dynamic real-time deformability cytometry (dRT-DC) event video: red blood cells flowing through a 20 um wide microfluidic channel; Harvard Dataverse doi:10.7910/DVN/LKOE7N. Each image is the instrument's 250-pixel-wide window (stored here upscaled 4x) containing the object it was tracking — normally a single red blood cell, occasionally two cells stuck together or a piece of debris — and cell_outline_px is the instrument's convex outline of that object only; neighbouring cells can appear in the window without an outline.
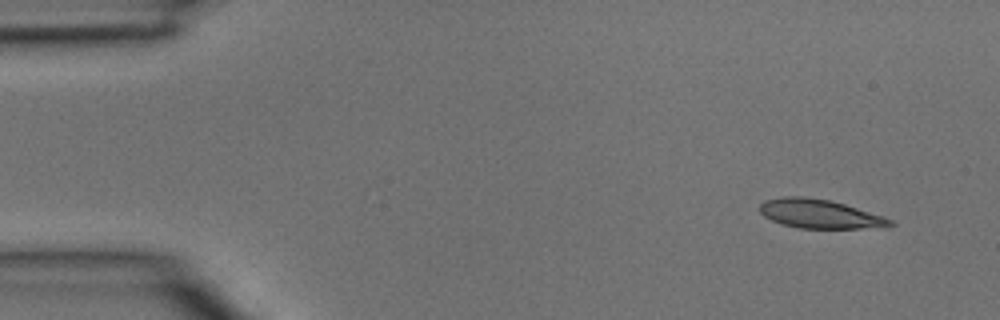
{"species": "common noctule bat (a hibernating species)", "species_latin": "Nyctalus noctula", "temperature_condition": "room temperature", "stored_images_in_passage": 3, "camera_frame_rate_fps": 3000, "um_per_image_px": 0.085, "animal": {"sex": "male", "body_mass_g": 15.6}, "frame": {"image": 1, "passage_image": 1, "time_ms": 0.0, "image_size_px": [1000, 320], "cell_outline_px": [[896, 224], [888, 228], [796, 228], [772, 220], [764, 216], [760, 212], [760, 204], [764, 200], [784, 196], [804, 196], [828, 200], [844, 204], [884, 216], [892, 220]], "centroid_in_image_um": [69.72, 18.18], "position_along_channel_um": 15.3, "area_um2": 22.08}}